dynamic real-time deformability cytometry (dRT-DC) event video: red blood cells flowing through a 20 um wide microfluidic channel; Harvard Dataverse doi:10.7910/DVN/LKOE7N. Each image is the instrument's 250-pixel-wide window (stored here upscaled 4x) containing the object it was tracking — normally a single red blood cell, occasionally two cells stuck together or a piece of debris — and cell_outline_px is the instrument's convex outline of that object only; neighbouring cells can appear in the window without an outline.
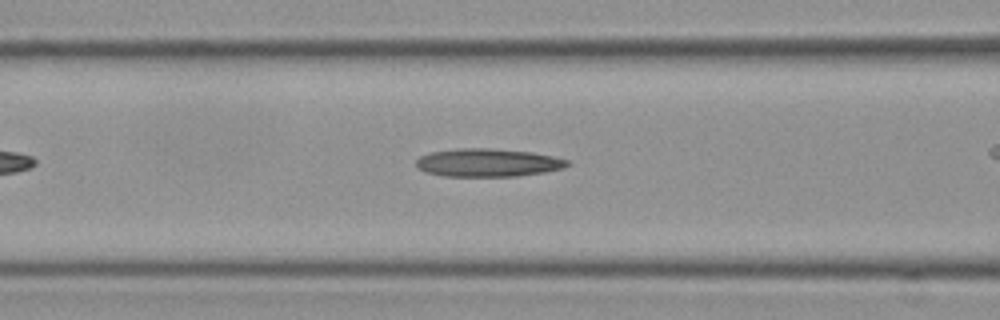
{"species": "Egyptian fruit bat (a non-hibernating species)", "species_latin": "Rousettus aegyptiacus", "temperature_condition": "cold", "stored_images_in_passage": 32, "camera_frame_rate_fps": 3000, "um_per_image_px": 0.085, "frame": {"image": 1, "passage_image": 9, "time_ms": 2.667, "image_size_px": [1000, 320], "cell_outline_px": [[572, 164], [560, 168], [544, 172], [516, 176], [444, 176], [424, 172], [416, 168], [416, 160], [420, 156], [432, 152], [456, 148], [488, 148], [532, 152], [552, 156], [568, 160]], "centroid_in_image_um": [41.42, 13.82], "position_along_channel_um": 125.2, "area_um2": 24.74}}
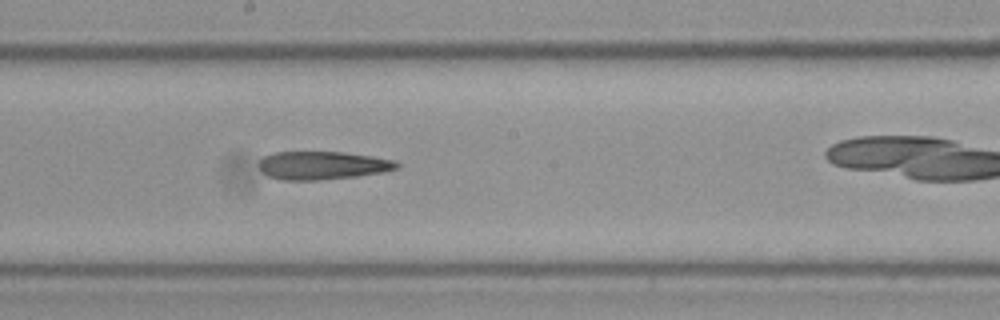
{"frame": {"image": 2, "passage_image": 17, "time_ms": 5.333, "image_size_px": [1000, 320], "cell_outline_px": [[400, 164], [396, 168], [384, 172], [356, 176], [320, 180], [280, 180], [268, 176], [260, 168], [260, 160], [264, 156], [276, 152], [344, 152], [372, 156], [396, 160]], "centroid_in_image_um": [27.43, 14.06], "position_along_channel_um": 220.8, "area_um2": 22.6}}
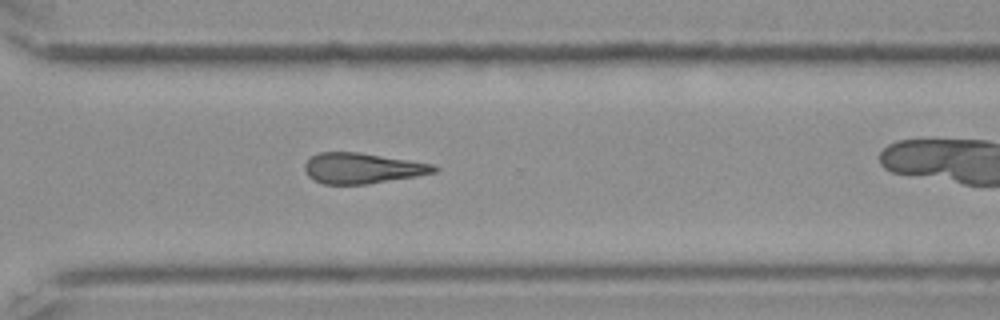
{"frame": {"image": 3, "passage_image": 27, "time_ms": 8.667, "image_size_px": [1000, 320], "cell_outline_px": [[440, 168], [436, 172], [416, 176], [368, 184], [324, 184], [312, 180], [308, 176], [304, 168], [304, 164], [312, 156], [320, 152], [356, 152], [408, 160], [432, 164]], "centroid_in_image_um": [30.77, 14.31], "position_along_channel_um": 339.8, "area_um2": 22.89}}